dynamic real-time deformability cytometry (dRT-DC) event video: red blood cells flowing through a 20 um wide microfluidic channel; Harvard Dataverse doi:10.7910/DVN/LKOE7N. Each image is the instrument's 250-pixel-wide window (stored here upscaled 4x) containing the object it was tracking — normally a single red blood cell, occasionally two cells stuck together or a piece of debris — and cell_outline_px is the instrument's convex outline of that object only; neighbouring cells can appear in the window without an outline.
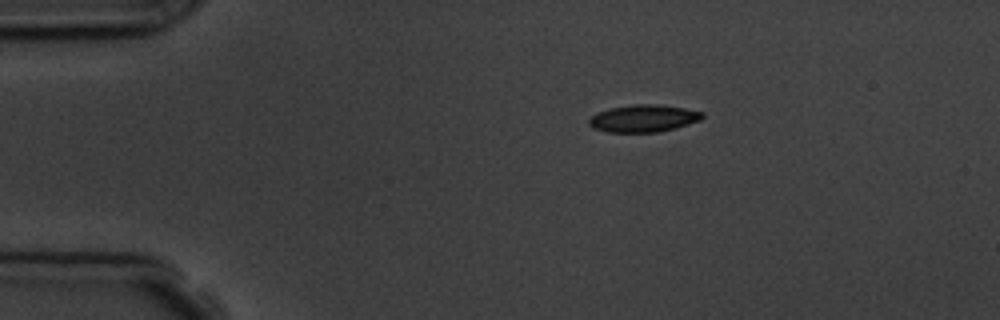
{"species": "common noctule bat (a hibernating species)", "species_latin": "Nyctalus noctula", "temperature_condition": "room temperature", "stored_images_in_passage": 3, "camera_frame_rate_fps": 3000, "um_per_image_px": 0.085, "animal": {"sex": "male", "body_mass_g": 19.5, "forearm_length_mm": 54.6}, "frame": {"image": 1, "passage_image": 1, "time_ms": 0.0, "image_size_px": [1000, 320], "cell_outline_px": [[704, 116], [700, 120], [676, 128], [656, 132], [608, 132], [592, 128], [588, 124], [588, 120], [592, 116], [600, 112], [612, 108], [636, 104], [656, 104], [684, 108], [704, 112]], "centroid_in_image_um": [54.71, 10.07], "position_along_channel_um": 30.3, "area_um2": 17.86}}
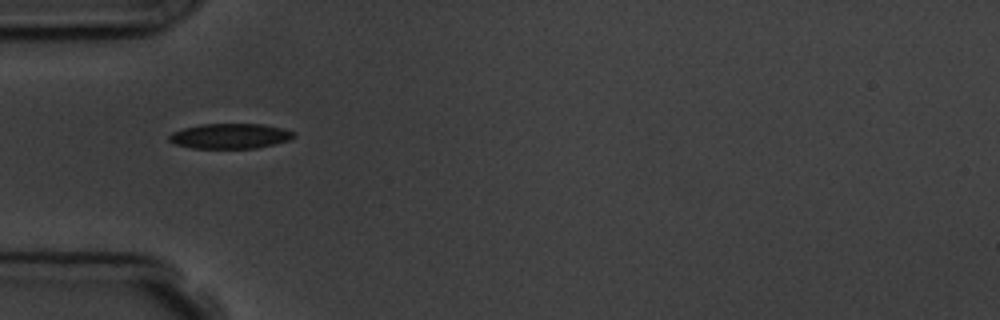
{"frame": {"image": 2, "passage_image": 3, "time_ms": 2.333, "image_size_px": [1000, 320], "cell_outline_px": [[296, 136], [288, 140], [256, 148], [192, 148], [176, 144], [168, 140], [168, 136], [172, 132], [184, 128], [200, 124], [264, 124], [284, 128], [296, 132]], "centroid_in_image_um": [19.57, 11.55], "position_along_channel_um": 65.4, "area_um2": 18.26}}